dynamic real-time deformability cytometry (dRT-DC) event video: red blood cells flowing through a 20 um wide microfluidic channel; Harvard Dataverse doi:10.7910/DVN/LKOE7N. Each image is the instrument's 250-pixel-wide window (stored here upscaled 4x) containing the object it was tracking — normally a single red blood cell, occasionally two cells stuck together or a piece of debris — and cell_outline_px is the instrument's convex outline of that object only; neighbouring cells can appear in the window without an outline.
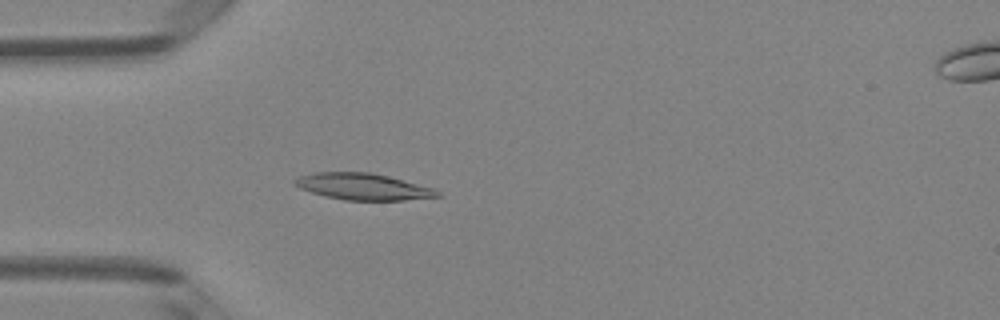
{"species": "Egyptian fruit bat (a non-hibernating species)", "species_latin": "Rousettus aegyptiacus", "temperature_condition": "room temperature", "stored_images_in_passage": 50, "camera_frame_rate_fps": 3000, "um_per_image_px": 0.085, "animal": {"sex": "female"}, "frame": {"image": 1, "passage_image": 15, "time_ms": 4.667, "image_size_px": [1000, 320], "cell_outline_px": [[440, 196], [404, 200], [344, 200], [324, 196], [300, 188], [292, 184], [292, 180], [300, 176], [312, 172], [372, 172], [388, 176], [432, 188], [440, 192]], "centroid_in_image_um": [30.79, 15.85], "position_along_channel_um": 54.2, "area_um2": 21.96}}
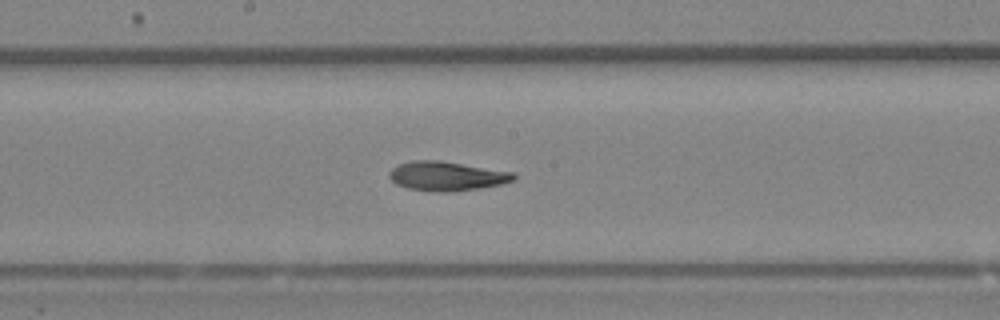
{"frame": {"image": 2, "passage_image": 27, "time_ms": 8.667, "image_size_px": [1000, 320], "cell_outline_px": [[516, 176], [512, 180], [500, 184], [480, 188], [448, 192], [436, 192], [408, 188], [396, 184], [388, 176], [388, 172], [396, 164], [412, 160], [440, 160], [516, 172]], "centroid_in_image_um": [37.94, 14.95], "position_along_channel_um": 210.3, "area_um2": 21.39}}
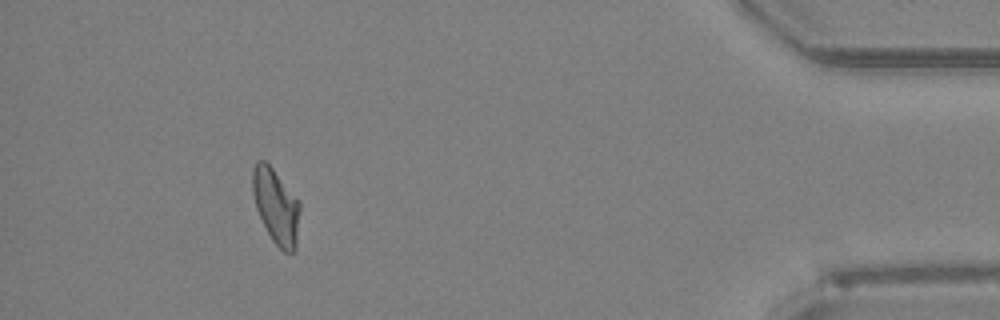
{"frame": {"image": 3, "passage_image": 46, "time_ms": 15.0, "image_size_px": [1000, 320], "cell_outline_px": [[300, 208], [296, 248], [292, 252], [284, 252], [272, 240], [256, 208], [252, 192], [252, 168], [256, 160], [264, 160], [272, 168], [300, 200]], "centroid_in_image_um": [23.46, 17.5], "position_along_channel_um": 411.7, "area_um2": 20.69}, "authors_computed_cell_mechanics": {"area_um2": 20.9814, "velocity_mm_per_s": 4.0995, "shape_relaxation_time_tau1_ms": 4.5713, "shape_relaxation_time_tau2_ms": 5.8747, "deformation_change_tau1": 0.174, "deformation_change_tau2": 0.1089}}